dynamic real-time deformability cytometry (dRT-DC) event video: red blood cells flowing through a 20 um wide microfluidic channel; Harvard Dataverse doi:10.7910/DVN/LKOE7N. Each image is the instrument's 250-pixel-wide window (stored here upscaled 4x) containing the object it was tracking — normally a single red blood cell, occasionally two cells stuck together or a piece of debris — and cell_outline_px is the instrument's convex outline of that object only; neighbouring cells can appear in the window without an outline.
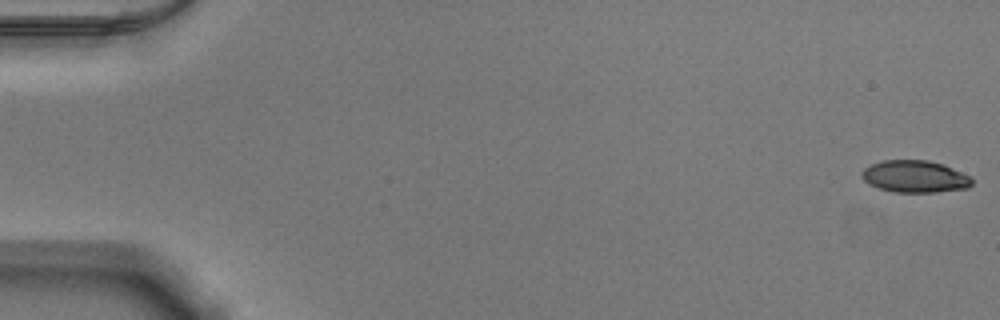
{"species": "Egyptian fruit bat (a non-hibernating species)", "species_latin": "Rousettus aegyptiacus", "temperature_condition": "warm", "stored_images_in_passage": 53, "camera_frame_rate_fps": 3000, "um_per_image_px": 0.085, "animal": {"sex": "male"}, "frame": {"image": 1, "passage_image": 1, "time_ms": 0.0, "image_size_px": [1000, 320], "cell_outline_px": [[972, 184], [968, 188], [936, 192], [896, 192], [880, 188], [868, 184], [860, 176], [860, 172], [864, 168], [872, 164], [884, 160], [928, 160], [944, 164], [972, 176]], "centroid_in_image_um": [77.78, 15.0], "position_along_channel_um": 7.2, "area_um2": 20.75}}
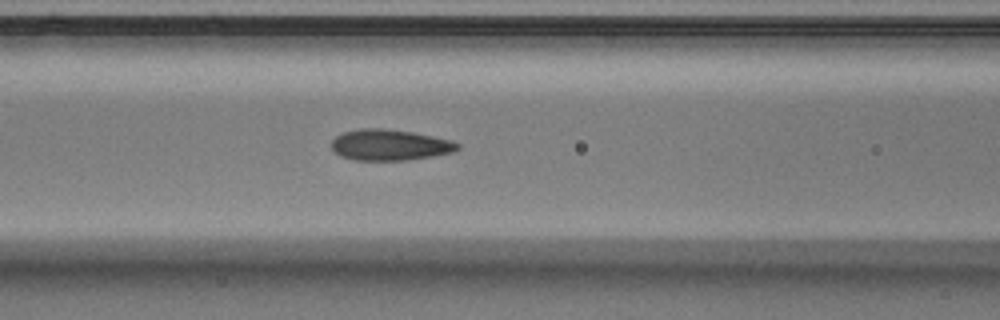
{"frame": {"image": 2, "passage_image": 23, "time_ms": 7.333, "image_size_px": [1000, 320], "cell_outline_px": [[460, 148], [452, 152], [432, 156], [408, 160], [356, 160], [340, 156], [332, 148], [332, 140], [336, 136], [344, 132], [360, 128], [380, 128], [412, 132], [452, 140], [460, 144]], "centroid_in_image_um": [33.14, 12.32], "position_along_channel_um": 133.5, "area_um2": 22.66}}
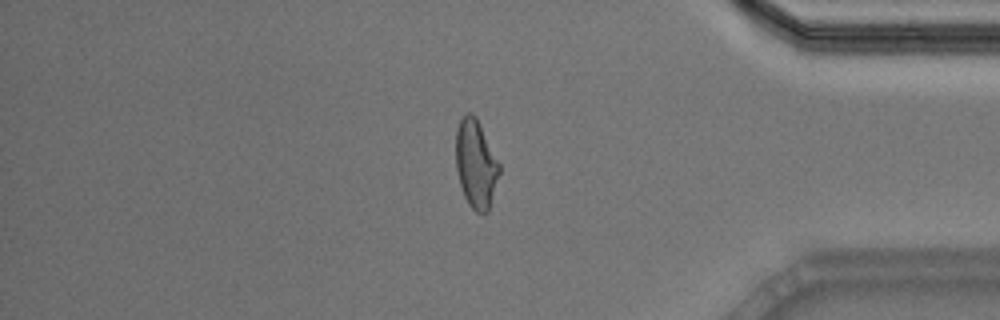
{"frame": {"image": 3, "passage_image": 45, "time_ms": 14.667, "image_size_px": [1000, 320], "cell_outline_px": [[500, 172], [488, 212], [476, 212], [468, 204], [464, 196], [460, 184], [456, 168], [456, 128], [460, 120], [468, 112], [472, 112], [476, 116], [500, 164]], "centroid_in_image_um": [40.45, 13.92], "position_along_channel_um": 394.8, "area_um2": 22.31}, "authors_computed_cell_mechanics": {"area_um2": 22.3108, "velocity_mm_per_s": 3.8825, "shape_relaxation_time_tau1_ms": 10.4213, "shape_relaxation_time_tau2_ms": 1.07, "deformation_change_tau1": 0.2762, "deformation_change_tau2": 0.0773}}